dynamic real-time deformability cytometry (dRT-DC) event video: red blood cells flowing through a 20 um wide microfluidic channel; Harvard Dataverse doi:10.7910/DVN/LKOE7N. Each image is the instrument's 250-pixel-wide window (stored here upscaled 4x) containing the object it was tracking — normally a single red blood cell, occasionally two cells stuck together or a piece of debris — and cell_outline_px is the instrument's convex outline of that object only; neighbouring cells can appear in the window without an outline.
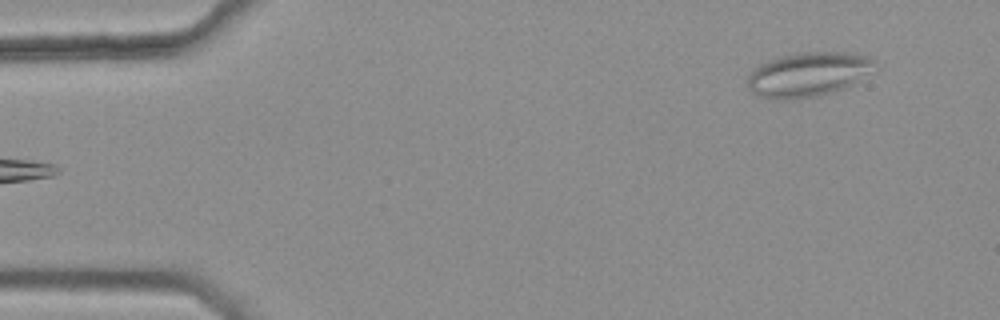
{"species": "common noctule bat (a hibernating species)", "species_latin": "Nyctalus noctula", "temperature_condition": "warm", "stored_images_in_passage": 2, "camera_frame_rate_fps": 3000, "um_per_image_px": 0.085, "animal": {"sex": "female", "body_mass_g": 25.1}, "frame": {"image": 1, "passage_image": 2, "time_ms": 0.333, "image_size_px": [1000, 320], "cell_outline_px": [[876, 60], [852, 84], [844, 88], [820, 96], [788, 100], [776, 100], [756, 96], [748, 88], [748, 76], [760, 64], [768, 60], [780, 56], [800, 52], [852, 52], [868, 56]], "centroid_in_image_um": [68.6, 6.34], "position_along_channel_um": 16.4, "area_um2": 32.6}}